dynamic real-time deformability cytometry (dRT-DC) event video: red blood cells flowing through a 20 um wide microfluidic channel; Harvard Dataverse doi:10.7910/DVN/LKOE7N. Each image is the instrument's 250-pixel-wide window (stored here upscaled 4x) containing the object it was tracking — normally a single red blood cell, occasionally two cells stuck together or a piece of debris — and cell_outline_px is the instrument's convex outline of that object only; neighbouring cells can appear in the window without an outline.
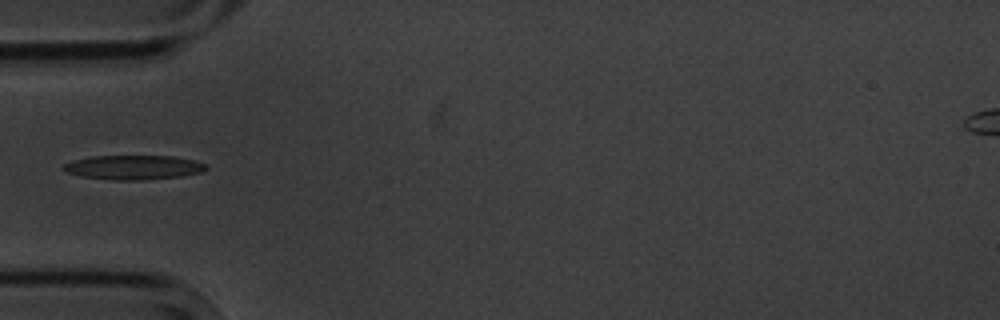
{"species": "common noctule bat (a hibernating species)", "species_latin": "Nyctalus noctula", "temperature_condition": "cold", "stored_images_in_passage": 6, "camera_frame_rate_fps": 3000, "um_per_image_px": 0.085, "animal": {"sex": "male", "body_mass_g": 20.1, "forearm_length_mm": 53.5}, "frame": {"image": 1, "passage_image": 1, "time_ms": 0.0, "image_size_px": [1000, 320], "cell_outline_px": [[208, 168], [200, 172], [180, 176], [140, 180], [116, 180], [80, 176], [64, 172], [64, 164], [72, 160], [92, 156], [172, 156], [192, 160], [204, 164]], "centroid_in_image_um": [11.29, 14.22], "position_along_channel_um": 73.7, "area_um2": 20.0}}
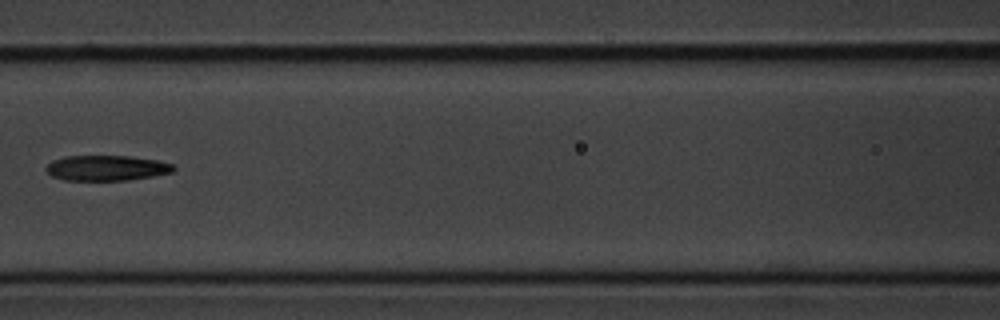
{"frame": {"image": 2, "passage_image": 3, "time_ms": 2.333, "image_size_px": [1000, 320], "cell_outline_px": [[176, 168], [172, 172], [152, 176], [128, 180], [64, 180], [52, 176], [44, 168], [52, 160], [68, 156], [132, 156], [156, 160], [172, 164]], "centroid_in_image_um": [9.05, 14.28], "position_along_channel_um": 157.6, "area_um2": 18.73}}
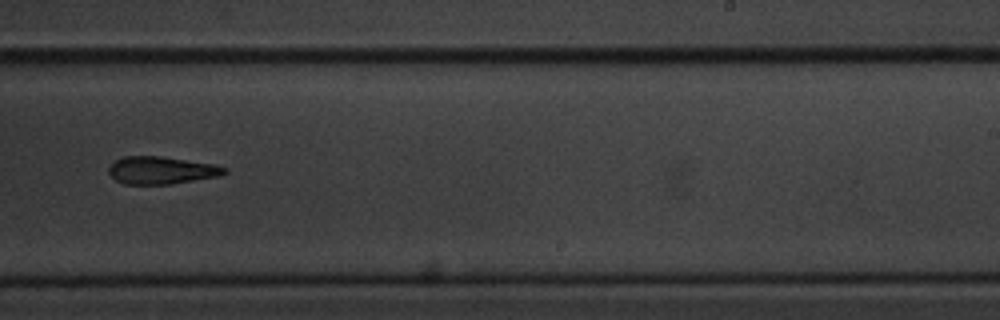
{"frame": {"image": 3, "passage_image": 6, "time_ms": 5.667, "image_size_px": [1000, 320], "cell_outline_px": [[228, 172], [220, 176], [172, 184], [124, 184], [116, 180], [108, 172], [108, 168], [116, 160], [124, 156], [160, 156], [216, 164], [228, 168]], "centroid_in_image_um": [13.76, 14.47], "position_along_channel_um": 275.2, "area_um2": 18.67}}